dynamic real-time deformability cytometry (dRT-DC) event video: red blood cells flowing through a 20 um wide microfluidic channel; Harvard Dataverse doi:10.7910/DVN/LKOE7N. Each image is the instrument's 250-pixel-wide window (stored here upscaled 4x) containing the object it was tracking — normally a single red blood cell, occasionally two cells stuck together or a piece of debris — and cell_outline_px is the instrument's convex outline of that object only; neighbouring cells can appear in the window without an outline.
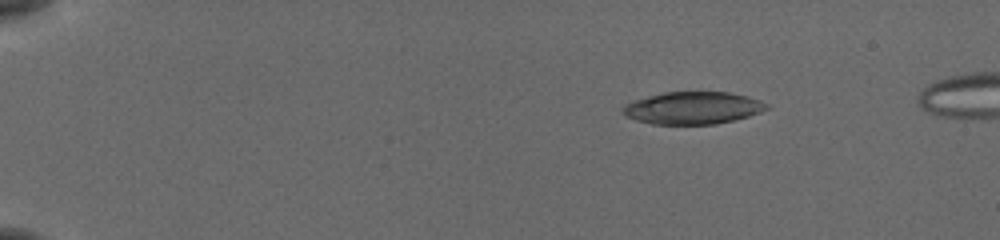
{"species": "common noctule bat (a hibernating species)", "species_latin": "Nyctalus noctula", "temperature_condition": "cold", "stored_images_in_passage": 9, "camera_frame_rate_fps": 3000, "um_per_image_px": 0.085, "animal": {"sex": "female", "body_mass_g": 19.5, "forearm_length_mm": 54.1}, "frame": {"image": 1, "passage_image": 1, "time_ms": 0.0, "image_size_px": [1000, 240], "cell_outline_px": [[768, 108], [748, 116], [732, 120], [712, 124], [652, 124], [636, 120], [628, 116], [620, 108], [636, 100], [664, 92], [728, 92], [748, 96], [760, 100], [768, 104]], "centroid_in_image_um": [58.91, 9.17], "position_along_channel_um": 26.1, "area_um2": 26.65}}
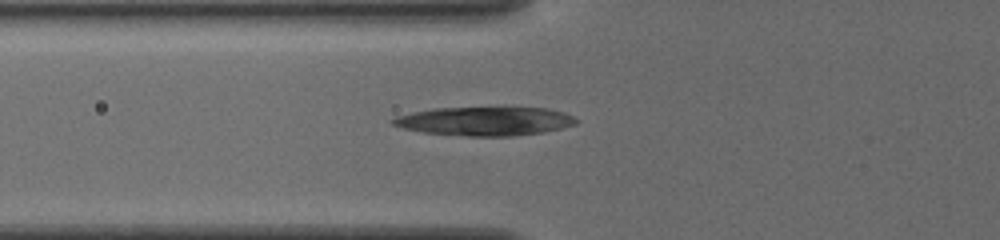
{"frame": {"image": 2, "passage_image": 9, "time_ms": 2.667, "image_size_px": [1000, 240], "cell_outline_px": [[576, 124], [544, 132], [512, 136], [468, 136], [424, 132], [404, 128], [392, 124], [392, 120], [396, 116], [432, 108], [548, 108], [564, 112], [572, 116], [576, 120]], "centroid_in_image_um": [41.22, 10.3], "position_along_channel_um": 84.6, "area_um2": 30.35}}